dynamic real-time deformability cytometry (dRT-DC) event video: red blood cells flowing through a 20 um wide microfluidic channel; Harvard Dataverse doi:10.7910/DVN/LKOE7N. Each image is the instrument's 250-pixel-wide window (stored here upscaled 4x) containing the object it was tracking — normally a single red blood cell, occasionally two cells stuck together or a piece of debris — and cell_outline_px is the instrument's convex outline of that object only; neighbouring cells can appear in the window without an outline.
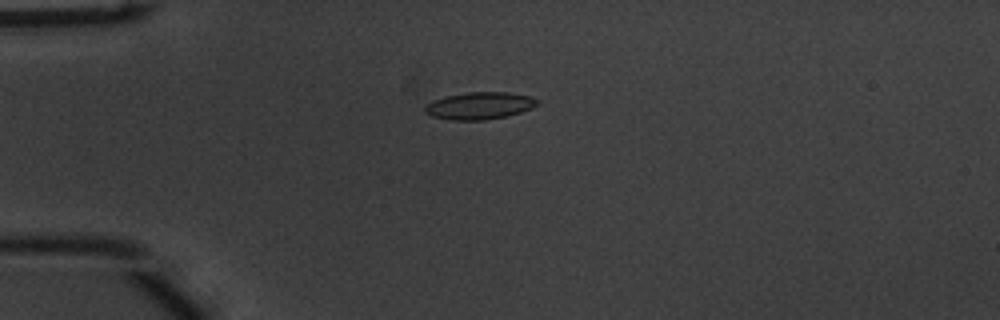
{"species": "common noctule bat (a hibernating species)", "species_latin": "Nyctalus noctula", "temperature_condition": "warm", "stored_images_in_passage": 54, "camera_frame_rate_fps": 3000, "um_per_image_px": 0.085, "animal": {"sex": "male", "body_mass_g": 20.1, "forearm_length_mm": 53.5}, "frame": {"image": 1, "passage_image": 15, "time_ms": 4.667, "image_size_px": [1000, 320], "cell_outline_px": [[540, 104], [532, 108], [520, 112], [504, 116], [484, 120], [452, 120], [432, 116], [424, 112], [424, 108], [432, 100], [444, 96], [468, 92], [508, 92], [532, 96], [540, 100]], "centroid_in_image_um": [40.79, 8.97], "position_along_channel_um": 44.2, "area_um2": 17.92}}
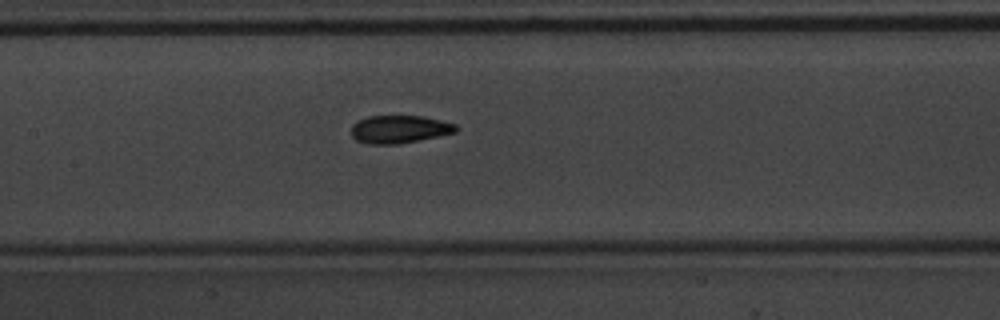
{"frame": {"image": 2, "passage_image": 27, "time_ms": 8.667, "image_size_px": [1000, 320], "cell_outline_px": [[460, 128], [456, 132], [400, 144], [368, 144], [356, 140], [352, 136], [352, 124], [368, 116], [424, 116], [456, 124]], "centroid_in_image_um": [33.96, 10.99], "position_along_channel_um": 173.4, "area_um2": 16.99}}
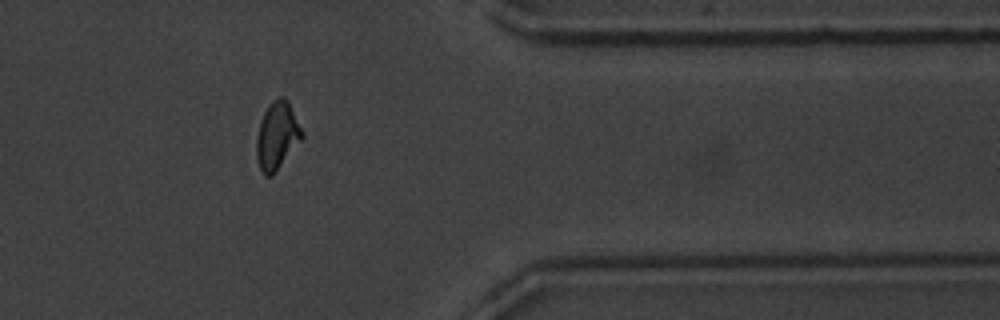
{"frame": {"image": 3, "passage_image": 45, "time_ms": 14.667, "image_size_px": [1000, 320], "cell_outline_px": [[304, 136], [272, 176], [264, 176], [256, 160], [256, 140], [260, 124], [264, 112], [268, 104], [272, 100], [280, 96], [284, 96], [288, 100], [304, 132]], "centroid_in_image_um": [23.55, 11.52], "position_along_channel_um": 387.8, "area_um2": 17.98}, "authors_computed_cell_mechanics": {"area_um2": 17.0221, "velocity_mm_per_s": 3.8132, "shape_relaxation_time_tau1_ms": 5.3536, "shape_relaxation_time_tau2_ms": 1.8067, "deformation_change_tau1": 0.1776, "deformation_change_tau2": 0.0642}}